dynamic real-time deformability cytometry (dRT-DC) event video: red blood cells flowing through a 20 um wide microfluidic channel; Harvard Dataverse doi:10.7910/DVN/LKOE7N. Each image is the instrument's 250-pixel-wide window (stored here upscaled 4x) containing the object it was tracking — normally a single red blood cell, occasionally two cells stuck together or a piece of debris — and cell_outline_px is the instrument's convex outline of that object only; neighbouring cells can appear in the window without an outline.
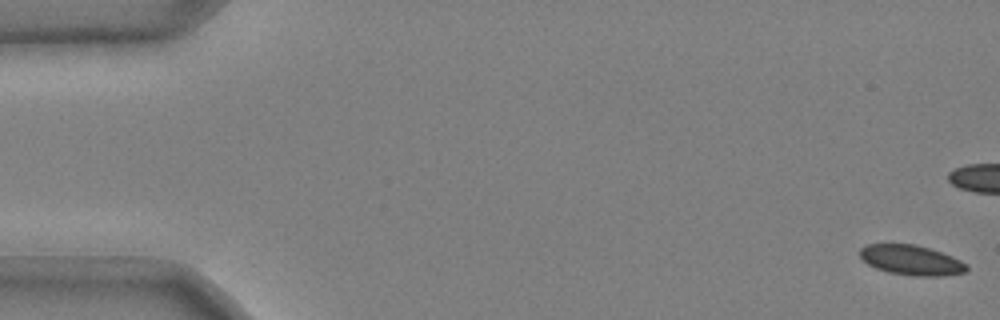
{"species": "common noctule bat (a hibernating species)", "species_latin": "Nyctalus noctula", "temperature_condition": "cold", "stored_images_in_passage": 43, "camera_frame_rate_fps": 3000, "um_per_image_px": 0.085, "animal": {"sex": "male", "body_mass_g": 20.4}, "frame": {"image": 1, "passage_image": 1, "time_ms": 0.0, "image_size_px": [1000, 320], "cell_outline_px": [[968, 272], [944, 276], [912, 276], [888, 272], [876, 268], [868, 264], [860, 256], [860, 248], [868, 244], [912, 244], [928, 248], [952, 256], [968, 264]], "centroid_in_image_um": [77.49, 22.12], "position_along_channel_um": 7.5, "area_um2": 18.67}}
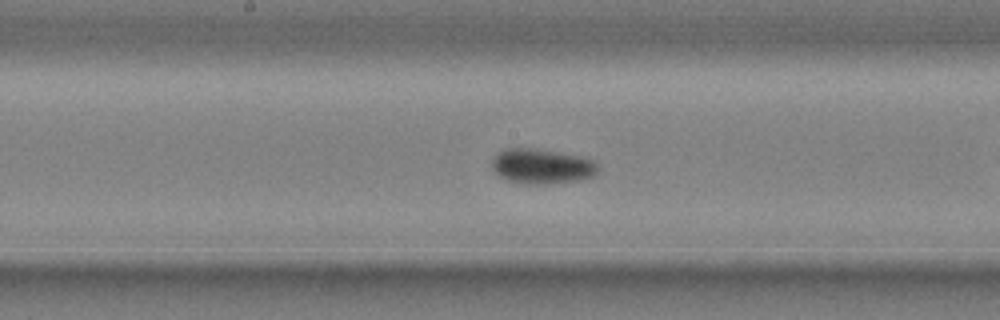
{"frame": {"image": 2, "passage_image": 28, "time_ms": 9.0, "image_size_px": [1000, 320], "cell_outline_px": [[600, 172], [596, 176], [580, 180], [544, 184], [524, 184], [504, 180], [492, 168], [492, 160], [504, 148], [536, 148], [584, 156], [596, 160], [600, 168]], "centroid_in_image_um": [46.14, 14.13], "position_along_channel_um": 202.1, "area_um2": 22.2}}
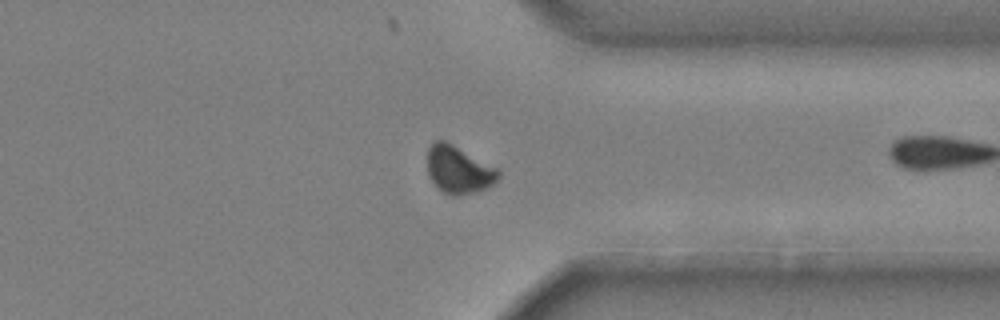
{"frame": {"image": 3, "passage_image": 42, "time_ms": 13.667, "image_size_px": [1000, 320], "cell_outline_px": [[500, 176], [488, 188], [476, 192], [460, 196], [452, 196], [444, 192], [432, 180], [428, 172], [428, 148], [436, 140], [444, 140], [500, 168]], "centroid_in_image_um": [39.04, 14.43], "position_along_channel_um": 372.4, "area_um2": 19.71}}